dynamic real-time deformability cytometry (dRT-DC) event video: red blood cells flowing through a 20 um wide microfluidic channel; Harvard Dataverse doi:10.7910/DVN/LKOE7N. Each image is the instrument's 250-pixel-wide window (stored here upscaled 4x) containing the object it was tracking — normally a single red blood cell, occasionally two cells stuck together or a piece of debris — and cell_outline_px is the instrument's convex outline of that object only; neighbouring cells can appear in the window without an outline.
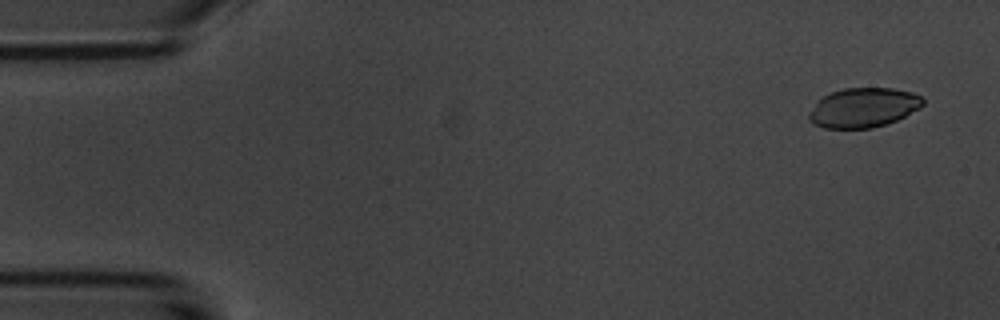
{"species": "common noctule bat (a hibernating species)", "species_latin": "Nyctalus noctula", "temperature_condition": "room temperature", "stored_images_in_passage": 4, "camera_frame_rate_fps": 3000, "um_per_image_px": 0.085, "animal": {"sex": "male", "body_mass_g": 20.1, "forearm_length_mm": 53.5}, "frame": {"image": 1, "passage_image": 1, "time_ms": 0.0, "image_size_px": [1000, 320], "cell_outline_px": [[924, 104], [920, 108], [896, 120], [872, 128], [824, 128], [812, 124], [808, 120], [808, 112], [816, 100], [832, 92], [844, 88], [892, 88], [912, 92], [920, 96], [924, 100]], "centroid_in_image_um": [73.35, 9.15], "position_along_channel_um": 11.7, "area_um2": 26.36}}